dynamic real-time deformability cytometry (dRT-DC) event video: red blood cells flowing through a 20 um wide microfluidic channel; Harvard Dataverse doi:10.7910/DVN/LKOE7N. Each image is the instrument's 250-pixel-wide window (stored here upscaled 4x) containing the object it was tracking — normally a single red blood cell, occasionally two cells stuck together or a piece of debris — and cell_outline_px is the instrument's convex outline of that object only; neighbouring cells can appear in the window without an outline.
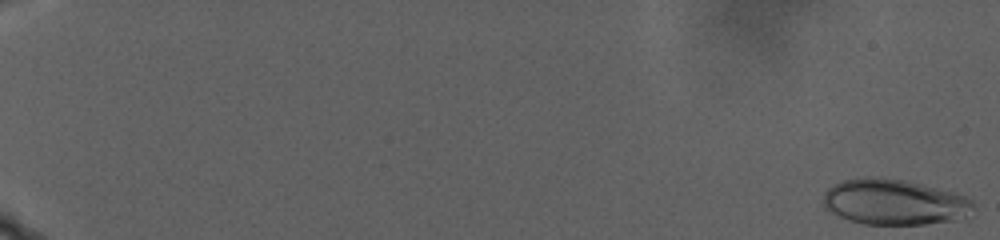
{"species": "human", "species_latin": "Homo sapiens", "temperature_condition": "warm", "stored_images_in_passage": 105, "camera_frame_rate_fps": 3000, "um_per_image_px": 0.085, "donor": {"sex": "male"}, "frame": {"image": 1, "passage_image": 1, "time_ms": 0.0, "image_size_px": [1000, 240], "cell_outline_px": [[976, 204], [964, 220], [924, 224], [864, 224], [848, 220], [824, 208], [824, 192], [828, 188], [844, 180], [864, 176], [868, 176], [904, 180], [956, 192], [972, 200]], "centroid_in_image_um": [76.06, 17.18], "position_along_channel_um": 8.9, "area_um2": 40.17}}
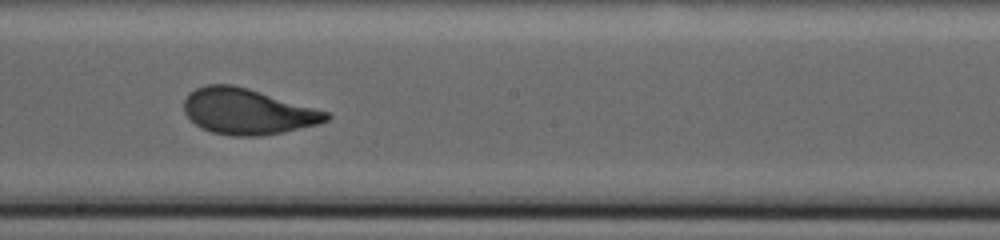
{"frame": {"image": 2, "passage_image": 66, "time_ms": 21.667, "image_size_px": [1000, 240], "cell_outline_px": [[332, 116], [328, 120], [320, 124], [260, 136], [232, 136], [212, 132], [200, 128], [184, 112], [184, 100], [188, 92], [196, 88], [208, 84], [232, 84], [248, 88], [328, 112]], "centroid_in_image_um": [21.01, 9.47], "position_along_channel_um": 227.2, "area_um2": 37.8}}
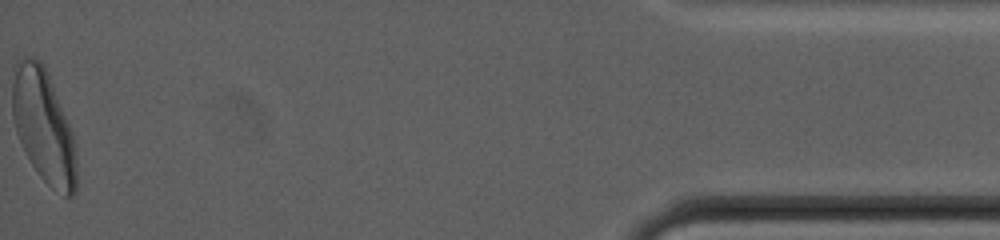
{"frame": {"image": 3, "passage_image": 105, "time_ms": 34.667, "image_size_px": [1000, 240], "cell_outline_px": [[76, 192], [72, 196], [64, 196], [52, 188], [36, 172], [16, 132], [12, 116], [12, 84], [16, 68], [20, 60], [24, 56], [36, 56], [44, 64], [72, 132], [76, 152]], "centroid_in_image_um": [3.71, 10.72], "position_along_channel_um": 431.5, "area_um2": 41.96}, "authors_computed_cell_mechanics": {"area_um2": 37.9746, "velocity_mm_per_s": 2.1375, "shape_relaxation_time_tau1_ms": 6.3849, "shape_relaxation_time_tau2_ms": null, "deformation_change_tau1": 0.1713, "deformation_change_tau2": null}}